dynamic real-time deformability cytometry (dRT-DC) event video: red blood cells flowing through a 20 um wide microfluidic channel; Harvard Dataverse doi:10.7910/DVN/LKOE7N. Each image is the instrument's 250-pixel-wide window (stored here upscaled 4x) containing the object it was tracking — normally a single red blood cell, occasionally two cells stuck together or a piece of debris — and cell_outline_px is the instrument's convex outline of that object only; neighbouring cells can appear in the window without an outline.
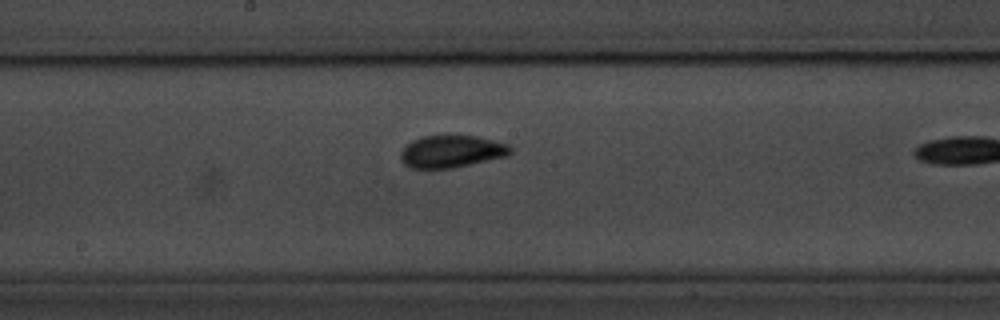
{"species": "common noctule bat (a hibernating species)", "species_latin": "Nyctalus noctula", "temperature_condition": "room temperature", "stored_images_in_passage": 7, "camera_frame_rate_fps": 3000, "um_per_image_px": 0.085, "animal": {"sex": "male", "body_mass_g": 20.1, "forearm_length_mm": 53.5}, "frame": {"image": 1, "passage_image": 6, "time_ms": 6.667, "image_size_px": [1000, 320], "cell_outline_px": [[512, 152], [508, 156], [452, 168], [408, 168], [400, 160], [400, 152], [404, 144], [420, 136], [476, 136], [508, 144], [512, 148]], "centroid_in_image_um": [38.34, 12.88], "position_along_channel_um": 209.9, "area_um2": 20.81}}